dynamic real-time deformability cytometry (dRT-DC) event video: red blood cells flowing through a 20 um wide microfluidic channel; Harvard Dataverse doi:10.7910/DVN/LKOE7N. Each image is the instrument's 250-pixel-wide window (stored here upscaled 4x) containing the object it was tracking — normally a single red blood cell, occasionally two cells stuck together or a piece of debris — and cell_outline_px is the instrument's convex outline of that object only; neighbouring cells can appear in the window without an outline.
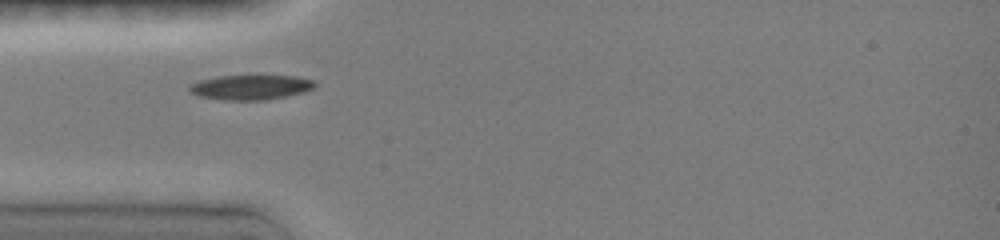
{"species": "common noctule bat (a hibernating species)", "species_latin": "Nyctalus noctula", "temperature_condition": "room temperature", "stored_images_in_passage": 51, "camera_frame_rate_fps": 3000, "um_per_image_px": 0.085, "animal": {"sex": "female", "body_mass_g": 19.0, "forearm_length_mm": 51.5}, "frame": {"image": 1, "passage_image": 1, "time_ms": 0.0, "image_size_px": [1000, 240], "cell_outline_px": [[316, 84], [312, 88], [304, 92], [264, 100], [228, 100], [200, 96], [192, 92], [188, 88], [192, 84], [200, 80], [216, 76], [292, 76], [312, 80]], "centroid_in_image_um": [21.3, 7.41], "position_along_channel_um": 63.7, "area_um2": 17.69}}
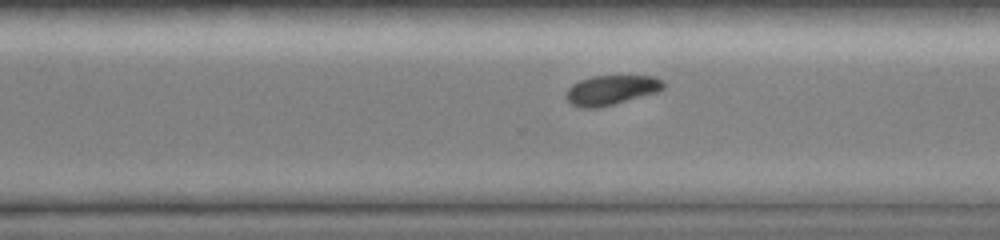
{"frame": {"image": 2, "passage_image": 33, "time_ms": 6.333, "image_size_px": [1000, 240], "cell_outline_px": [[664, 88], [656, 92], [612, 104], [596, 108], [580, 108], [572, 104], [568, 100], [568, 88], [572, 84], [580, 80], [592, 76], [656, 76], [664, 80]], "centroid_in_image_um": [51.98, 7.64], "position_along_channel_um": 318.6, "area_um2": 16.53}}
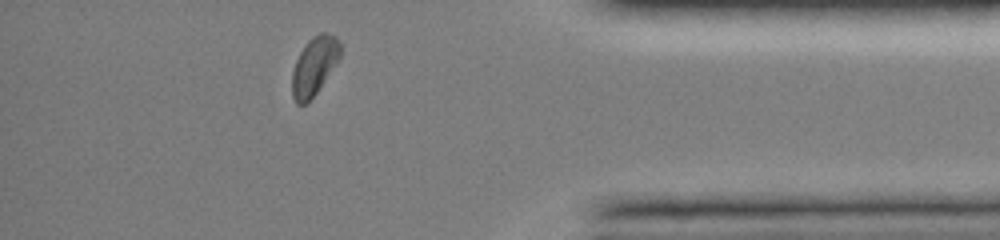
{"frame": {"image": 3, "passage_image": 45, "time_ms": 9.0, "image_size_px": [1000, 240], "cell_outline_px": [[340, 60], [316, 92], [304, 104], [296, 104], [292, 96], [292, 72], [296, 60], [300, 52], [308, 40], [312, 36], [320, 32], [324, 32], [336, 36], [340, 44]], "centroid_in_image_um": [26.72, 5.58], "position_along_channel_um": 408.5, "area_um2": 16.3}, "authors_computed_cell_mechanics": {"area_um2": 17.5134, "velocity_mm_per_s": 4.0271, "shape_relaxation_time_tau1_ms": 1.7947, "shape_relaxation_time_tau2_ms": null, "deformation_change_tau1": 0.0946, "deformation_change_tau2": null}}